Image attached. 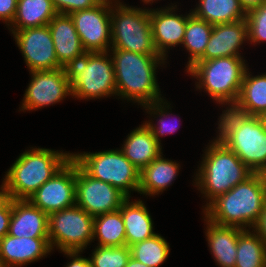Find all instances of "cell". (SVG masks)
<instances>
[{
	"label": "cell",
	"instance_id": "6da1fadb",
	"mask_svg": "<svg viewBox=\"0 0 266 267\" xmlns=\"http://www.w3.org/2000/svg\"><path fill=\"white\" fill-rule=\"evenodd\" d=\"M118 99L133 101L141 107L163 98L157 81V68L167 62L161 55H144L110 49Z\"/></svg>",
	"mask_w": 266,
	"mask_h": 267
},
{
	"label": "cell",
	"instance_id": "7a4b0ae2",
	"mask_svg": "<svg viewBox=\"0 0 266 267\" xmlns=\"http://www.w3.org/2000/svg\"><path fill=\"white\" fill-rule=\"evenodd\" d=\"M265 203L266 174L252 173L243 182L214 199L202 212L215 224L252 229Z\"/></svg>",
	"mask_w": 266,
	"mask_h": 267
},
{
	"label": "cell",
	"instance_id": "3957f363",
	"mask_svg": "<svg viewBox=\"0 0 266 267\" xmlns=\"http://www.w3.org/2000/svg\"><path fill=\"white\" fill-rule=\"evenodd\" d=\"M194 176V186L207 201L204 210L214 199L225 194L253 172L224 144L208 143ZM204 194V195H203Z\"/></svg>",
	"mask_w": 266,
	"mask_h": 267
},
{
	"label": "cell",
	"instance_id": "277c9868",
	"mask_svg": "<svg viewBox=\"0 0 266 267\" xmlns=\"http://www.w3.org/2000/svg\"><path fill=\"white\" fill-rule=\"evenodd\" d=\"M71 158L72 153L43 147H31L24 151L5 172L3 178L12 199H29Z\"/></svg>",
	"mask_w": 266,
	"mask_h": 267
},
{
	"label": "cell",
	"instance_id": "5b68a950",
	"mask_svg": "<svg viewBox=\"0 0 266 267\" xmlns=\"http://www.w3.org/2000/svg\"><path fill=\"white\" fill-rule=\"evenodd\" d=\"M72 97L92 100L116 96L113 60L108 52L85 51L63 66Z\"/></svg>",
	"mask_w": 266,
	"mask_h": 267
},
{
	"label": "cell",
	"instance_id": "8992f818",
	"mask_svg": "<svg viewBox=\"0 0 266 267\" xmlns=\"http://www.w3.org/2000/svg\"><path fill=\"white\" fill-rule=\"evenodd\" d=\"M247 68L244 57L228 56L197 60L186 72L197 80V90H204L218 103L237 101Z\"/></svg>",
	"mask_w": 266,
	"mask_h": 267
},
{
	"label": "cell",
	"instance_id": "52a82bcc",
	"mask_svg": "<svg viewBox=\"0 0 266 267\" xmlns=\"http://www.w3.org/2000/svg\"><path fill=\"white\" fill-rule=\"evenodd\" d=\"M110 49L144 55H159L153 43L149 8L124 5L112 0Z\"/></svg>",
	"mask_w": 266,
	"mask_h": 267
},
{
	"label": "cell",
	"instance_id": "ba28073f",
	"mask_svg": "<svg viewBox=\"0 0 266 267\" xmlns=\"http://www.w3.org/2000/svg\"><path fill=\"white\" fill-rule=\"evenodd\" d=\"M72 159L91 177L118 188L127 197L131 191L139 193L140 170L123 154L121 149L105 151L76 152Z\"/></svg>",
	"mask_w": 266,
	"mask_h": 267
},
{
	"label": "cell",
	"instance_id": "9c48e42d",
	"mask_svg": "<svg viewBox=\"0 0 266 267\" xmlns=\"http://www.w3.org/2000/svg\"><path fill=\"white\" fill-rule=\"evenodd\" d=\"M94 217L77 205L49 215L48 238L52 251H82L93 242Z\"/></svg>",
	"mask_w": 266,
	"mask_h": 267
},
{
	"label": "cell",
	"instance_id": "30bf717a",
	"mask_svg": "<svg viewBox=\"0 0 266 267\" xmlns=\"http://www.w3.org/2000/svg\"><path fill=\"white\" fill-rule=\"evenodd\" d=\"M112 0L70 13L83 48L92 52H108L111 48Z\"/></svg>",
	"mask_w": 266,
	"mask_h": 267
},
{
	"label": "cell",
	"instance_id": "8fae6325",
	"mask_svg": "<svg viewBox=\"0 0 266 267\" xmlns=\"http://www.w3.org/2000/svg\"><path fill=\"white\" fill-rule=\"evenodd\" d=\"M253 172L266 174V129L259 116H249L223 143Z\"/></svg>",
	"mask_w": 266,
	"mask_h": 267
},
{
	"label": "cell",
	"instance_id": "7c38bea8",
	"mask_svg": "<svg viewBox=\"0 0 266 267\" xmlns=\"http://www.w3.org/2000/svg\"><path fill=\"white\" fill-rule=\"evenodd\" d=\"M127 198L118 188L91 177L76 163V205L89 215L119 210Z\"/></svg>",
	"mask_w": 266,
	"mask_h": 267
},
{
	"label": "cell",
	"instance_id": "4fadbf2b",
	"mask_svg": "<svg viewBox=\"0 0 266 267\" xmlns=\"http://www.w3.org/2000/svg\"><path fill=\"white\" fill-rule=\"evenodd\" d=\"M28 200L48 216L76 205V162L71 158Z\"/></svg>",
	"mask_w": 266,
	"mask_h": 267
},
{
	"label": "cell",
	"instance_id": "5bb4252c",
	"mask_svg": "<svg viewBox=\"0 0 266 267\" xmlns=\"http://www.w3.org/2000/svg\"><path fill=\"white\" fill-rule=\"evenodd\" d=\"M29 74L31 80L25 90L20 111H36L72 96L71 85L63 68L31 71Z\"/></svg>",
	"mask_w": 266,
	"mask_h": 267
},
{
	"label": "cell",
	"instance_id": "9a60e30c",
	"mask_svg": "<svg viewBox=\"0 0 266 267\" xmlns=\"http://www.w3.org/2000/svg\"><path fill=\"white\" fill-rule=\"evenodd\" d=\"M12 34L29 72L63 68L58 63L48 25L17 30Z\"/></svg>",
	"mask_w": 266,
	"mask_h": 267
},
{
	"label": "cell",
	"instance_id": "2e32d148",
	"mask_svg": "<svg viewBox=\"0 0 266 267\" xmlns=\"http://www.w3.org/2000/svg\"><path fill=\"white\" fill-rule=\"evenodd\" d=\"M177 5L171 3L160 8H150L153 43L159 55L166 60L168 50L182 45L188 14L178 15Z\"/></svg>",
	"mask_w": 266,
	"mask_h": 267
},
{
	"label": "cell",
	"instance_id": "e0dca14e",
	"mask_svg": "<svg viewBox=\"0 0 266 267\" xmlns=\"http://www.w3.org/2000/svg\"><path fill=\"white\" fill-rule=\"evenodd\" d=\"M52 252L49 238L14 237L9 234L0 240L1 267H23Z\"/></svg>",
	"mask_w": 266,
	"mask_h": 267
},
{
	"label": "cell",
	"instance_id": "ac0fdd59",
	"mask_svg": "<svg viewBox=\"0 0 266 267\" xmlns=\"http://www.w3.org/2000/svg\"><path fill=\"white\" fill-rule=\"evenodd\" d=\"M248 41V24L243 19L238 22L216 24L204 54L198 60H211L221 57H243L240 49Z\"/></svg>",
	"mask_w": 266,
	"mask_h": 267
},
{
	"label": "cell",
	"instance_id": "d6986e66",
	"mask_svg": "<svg viewBox=\"0 0 266 267\" xmlns=\"http://www.w3.org/2000/svg\"><path fill=\"white\" fill-rule=\"evenodd\" d=\"M49 216L28 199L12 200L8 234L14 237L48 238Z\"/></svg>",
	"mask_w": 266,
	"mask_h": 267
},
{
	"label": "cell",
	"instance_id": "ffe728a7",
	"mask_svg": "<svg viewBox=\"0 0 266 267\" xmlns=\"http://www.w3.org/2000/svg\"><path fill=\"white\" fill-rule=\"evenodd\" d=\"M203 220L206 241L216 265L235 267L238 235L243 229L215 224L205 216Z\"/></svg>",
	"mask_w": 266,
	"mask_h": 267
},
{
	"label": "cell",
	"instance_id": "44dd1931",
	"mask_svg": "<svg viewBox=\"0 0 266 267\" xmlns=\"http://www.w3.org/2000/svg\"><path fill=\"white\" fill-rule=\"evenodd\" d=\"M48 26L58 63L62 67L86 51L69 14L57 13Z\"/></svg>",
	"mask_w": 266,
	"mask_h": 267
},
{
	"label": "cell",
	"instance_id": "7402d4cb",
	"mask_svg": "<svg viewBox=\"0 0 266 267\" xmlns=\"http://www.w3.org/2000/svg\"><path fill=\"white\" fill-rule=\"evenodd\" d=\"M121 151L140 171L163 153L162 145L154 138L144 122L127 135Z\"/></svg>",
	"mask_w": 266,
	"mask_h": 267
},
{
	"label": "cell",
	"instance_id": "603a6c76",
	"mask_svg": "<svg viewBox=\"0 0 266 267\" xmlns=\"http://www.w3.org/2000/svg\"><path fill=\"white\" fill-rule=\"evenodd\" d=\"M180 164L163 157V153L140 171L139 194L155 196L168 189L179 174Z\"/></svg>",
	"mask_w": 266,
	"mask_h": 267
},
{
	"label": "cell",
	"instance_id": "cb8c5ba5",
	"mask_svg": "<svg viewBox=\"0 0 266 267\" xmlns=\"http://www.w3.org/2000/svg\"><path fill=\"white\" fill-rule=\"evenodd\" d=\"M125 227L126 245L129 247L153 235L154 223L144 201L128 197L120 208Z\"/></svg>",
	"mask_w": 266,
	"mask_h": 267
},
{
	"label": "cell",
	"instance_id": "d4e9b609",
	"mask_svg": "<svg viewBox=\"0 0 266 267\" xmlns=\"http://www.w3.org/2000/svg\"><path fill=\"white\" fill-rule=\"evenodd\" d=\"M57 14L52 0H18L12 23L8 26L11 34L17 30L42 27Z\"/></svg>",
	"mask_w": 266,
	"mask_h": 267
},
{
	"label": "cell",
	"instance_id": "484cf974",
	"mask_svg": "<svg viewBox=\"0 0 266 267\" xmlns=\"http://www.w3.org/2000/svg\"><path fill=\"white\" fill-rule=\"evenodd\" d=\"M197 4L192 13L212 25L246 19L239 0H199Z\"/></svg>",
	"mask_w": 266,
	"mask_h": 267
},
{
	"label": "cell",
	"instance_id": "4316f807",
	"mask_svg": "<svg viewBox=\"0 0 266 267\" xmlns=\"http://www.w3.org/2000/svg\"><path fill=\"white\" fill-rule=\"evenodd\" d=\"M213 26L205 20L196 17L191 10L188 13L187 25L182 42V47L189 53L185 71L204 54Z\"/></svg>",
	"mask_w": 266,
	"mask_h": 267
},
{
	"label": "cell",
	"instance_id": "83f0119b",
	"mask_svg": "<svg viewBox=\"0 0 266 267\" xmlns=\"http://www.w3.org/2000/svg\"><path fill=\"white\" fill-rule=\"evenodd\" d=\"M97 239V246L126 245L124 220L120 209L100 214L94 217L93 242Z\"/></svg>",
	"mask_w": 266,
	"mask_h": 267
},
{
	"label": "cell",
	"instance_id": "f1b7e54d",
	"mask_svg": "<svg viewBox=\"0 0 266 267\" xmlns=\"http://www.w3.org/2000/svg\"><path fill=\"white\" fill-rule=\"evenodd\" d=\"M237 101L251 116L266 113V73L252 76L247 68Z\"/></svg>",
	"mask_w": 266,
	"mask_h": 267
},
{
	"label": "cell",
	"instance_id": "f546056e",
	"mask_svg": "<svg viewBox=\"0 0 266 267\" xmlns=\"http://www.w3.org/2000/svg\"><path fill=\"white\" fill-rule=\"evenodd\" d=\"M235 267H266V245L253 229L238 235Z\"/></svg>",
	"mask_w": 266,
	"mask_h": 267
},
{
	"label": "cell",
	"instance_id": "4dcf8cb0",
	"mask_svg": "<svg viewBox=\"0 0 266 267\" xmlns=\"http://www.w3.org/2000/svg\"><path fill=\"white\" fill-rule=\"evenodd\" d=\"M131 257L147 265L148 267L161 266L170 254V245L161 234L137 242L131 246Z\"/></svg>",
	"mask_w": 266,
	"mask_h": 267
},
{
	"label": "cell",
	"instance_id": "1f68e13d",
	"mask_svg": "<svg viewBox=\"0 0 266 267\" xmlns=\"http://www.w3.org/2000/svg\"><path fill=\"white\" fill-rule=\"evenodd\" d=\"M171 103L166 101V99H162L160 101H156L151 104L143 105L142 107L148 114H150L149 117H154L157 120V124L154 123L152 119L149 121H144L145 126L152 132L154 138L161 144V137L168 134H173L178 130V123H175L176 118L174 116V121L170 122V118H172V111L170 106ZM170 109V110H169ZM156 116V117H155ZM159 118V119H158ZM168 119V120H167ZM174 122V123H173ZM180 122V120L178 121ZM178 125V126H177Z\"/></svg>",
	"mask_w": 266,
	"mask_h": 267
},
{
	"label": "cell",
	"instance_id": "d6a6232c",
	"mask_svg": "<svg viewBox=\"0 0 266 267\" xmlns=\"http://www.w3.org/2000/svg\"><path fill=\"white\" fill-rule=\"evenodd\" d=\"M217 104H221V107L224 105H228L229 107L226 106V109L220 114L217 123L218 134L215 139L213 137V140L209 142L213 144H223L233 132L241 127L250 114L238 101L218 102Z\"/></svg>",
	"mask_w": 266,
	"mask_h": 267
},
{
	"label": "cell",
	"instance_id": "836d02e7",
	"mask_svg": "<svg viewBox=\"0 0 266 267\" xmlns=\"http://www.w3.org/2000/svg\"><path fill=\"white\" fill-rule=\"evenodd\" d=\"M130 257V248L127 245L96 246L90 260L92 267H126Z\"/></svg>",
	"mask_w": 266,
	"mask_h": 267
},
{
	"label": "cell",
	"instance_id": "e575fe53",
	"mask_svg": "<svg viewBox=\"0 0 266 267\" xmlns=\"http://www.w3.org/2000/svg\"><path fill=\"white\" fill-rule=\"evenodd\" d=\"M248 24V44L266 42V1L257 9L246 14Z\"/></svg>",
	"mask_w": 266,
	"mask_h": 267
},
{
	"label": "cell",
	"instance_id": "d590c367",
	"mask_svg": "<svg viewBox=\"0 0 266 267\" xmlns=\"http://www.w3.org/2000/svg\"><path fill=\"white\" fill-rule=\"evenodd\" d=\"M103 0H52L57 13L70 14L74 11L92 8Z\"/></svg>",
	"mask_w": 266,
	"mask_h": 267
},
{
	"label": "cell",
	"instance_id": "8d00e7d4",
	"mask_svg": "<svg viewBox=\"0 0 266 267\" xmlns=\"http://www.w3.org/2000/svg\"><path fill=\"white\" fill-rule=\"evenodd\" d=\"M18 0H0V20L9 26L14 20Z\"/></svg>",
	"mask_w": 266,
	"mask_h": 267
},
{
	"label": "cell",
	"instance_id": "74e56055",
	"mask_svg": "<svg viewBox=\"0 0 266 267\" xmlns=\"http://www.w3.org/2000/svg\"><path fill=\"white\" fill-rule=\"evenodd\" d=\"M82 251H63L66 257L70 258V262L65 267H92L90 258L81 256Z\"/></svg>",
	"mask_w": 266,
	"mask_h": 267
},
{
	"label": "cell",
	"instance_id": "f35d334b",
	"mask_svg": "<svg viewBox=\"0 0 266 267\" xmlns=\"http://www.w3.org/2000/svg\"><path fill=\"white\" fill-rule=\"evenodd\" d=\"M12 215V201L0 210V240L8 234Z\"/></svg>",
	"mask_w": 266,
	"mask_h": 267
},
{
	"label": "cell",
	"instance_id": "ab89813d",
	"mask_svg": "<svg viewBox=\"0 0 266 267\" xmlns=\"http://www.w3.org/2000/svg\"><path fill=\"white\" fill-rule=\"evenodd\" d=\"M266 245V203L260 213L259 219L252 228Z\"/></svg>",
	"mask_w": 266,
	"mask_h": 267
},
{
	"label": "cell",
	"instance_id": "60d3db41",
	"mask_svg": "<svg viewBox=\"0 0 266 267\" xmlns=\"http://www.w3.org/2000/svg\"><path fill=\"white\" fill-rule=\"evenodd\" d=\"M12 200L7 184L3 179L2 185H0V210L4 209Z\"/></svg>",
	"mask_w": 266,
	"mask_h": 267
},
{
	"label": "cell",
	"instance_id": "b9f144b4",
	"mask_svg": "<svg viewBox=\"0 0 266 267\" xmlns=\"http://www.w3.org/2000/svg\"><path fill=\"white\" fill-rule=\"evenodd\" d=\"M265 1L266 0H239V3L245 14H248L252 10L260 7Z\"/></svg>",
	"mask_w": 266,
	"mask_h": 267
},
{
	"label": "cell",
	"instance_id": "7bdbcfd3",
	"mask_svg": "<svg viewBox=\"0 0 266 267\" xmlns=\"http://www.w3.org/2000/svg\"><path fill=\"white\" fill-rule=\"evenodd\" d=\"M126 267H148V266L143 264V263H141L140 261H137L133 257H130Z\"/></svg>",
	"mask_w": 266,
	"mask_h": 267
},
{
	"label": "cell",
	"instance_id": "ee69618b",
	"mask_svg": "<svg viewBox=\"0 0 266 267\" xmlns=\"http://www.w3.org/2000/svg\"><path fill=\"white\" fill-rule=\"evenodd\" d=\"M260 119L263 122L264 128L266 129V113L262 114Z\"/></svg>",
	"mask_w": 266,
	"mask_h": 267
},
{
	"label": "cell",
	"instance_id": "f6af8a7d",
	"mask_svg": "<svg viewBox=\"0 0 266 267\" xmlns=\"http://www.w3.org/2000/svg\"><path fill=\"white\" fill-rule=\"evenodd\" d=\"M157 1H159V0H157ZM142 2L144 3V4H153L154 2L156 3V0H142Z\"/></svg>",
	"mask_w": 266,
	"mask_h": 267
}]
</instances>
